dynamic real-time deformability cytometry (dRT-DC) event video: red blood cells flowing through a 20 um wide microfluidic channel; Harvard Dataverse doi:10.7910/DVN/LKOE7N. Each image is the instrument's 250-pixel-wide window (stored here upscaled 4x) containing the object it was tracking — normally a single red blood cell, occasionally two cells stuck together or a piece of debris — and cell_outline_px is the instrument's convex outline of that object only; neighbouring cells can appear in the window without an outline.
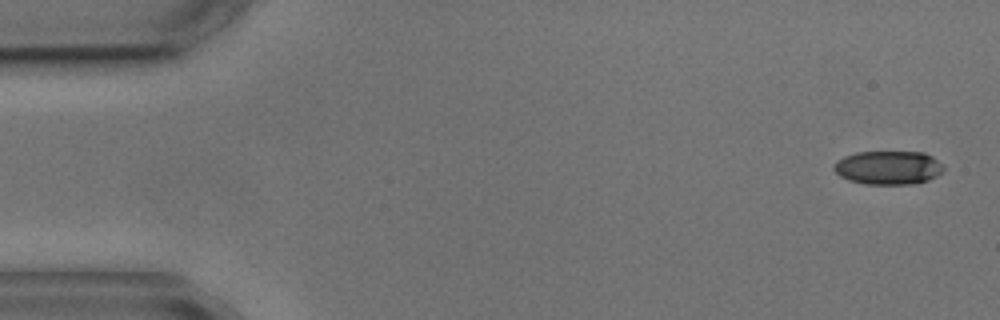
{"species": "common noctule bat (a hibernating species)", "species_latin": "Nyctalus noctula", "temperature_condition": "cold", "stored_images_in_passage": 6, "camera_frame_rate_fps": 3000, "um_per_image_px": 0.085, "animal": {"sex": "male", "body_mass_g": 17.9, "forearm_length_mm": 54.2}, "frame": {"image": 1, "passage_image": 1, "time_ms": 0.0, "image_size_px": [1000, 320], "cell_outline_px": [[944, 168], [936, 176], [928, 180], [912, 184], [864, 184], [848, 180], [840, 176], [832, 168], [844, 156], [856, 152], [924, 152], [932, 156]], "centroid_in_image_um": [75.49, 14.25], "position_along_channel_um": 9.5, "area_um2": 21.33}}
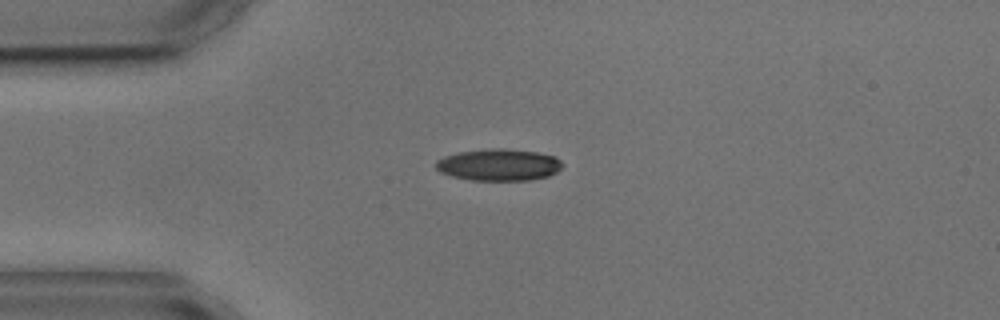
{"frame": {"image": 2, "passage_image": 4, "time_ms": 3.667, "image_size_px": [1000, 320], "cell_outline_px": [[564, 164], [556, 172], [548, 176], [528, 180], [472, 180], [452, 176], [440, 172], [436, 168], [436, 160], [444, 156], [460, 152], [488, 148], [504, 148], [536, 152], [556, 156]], "centroid_in_image_um": [42.4, 14.0], "position_along_channel_um": 42.6, "area_um2": 23.47}}